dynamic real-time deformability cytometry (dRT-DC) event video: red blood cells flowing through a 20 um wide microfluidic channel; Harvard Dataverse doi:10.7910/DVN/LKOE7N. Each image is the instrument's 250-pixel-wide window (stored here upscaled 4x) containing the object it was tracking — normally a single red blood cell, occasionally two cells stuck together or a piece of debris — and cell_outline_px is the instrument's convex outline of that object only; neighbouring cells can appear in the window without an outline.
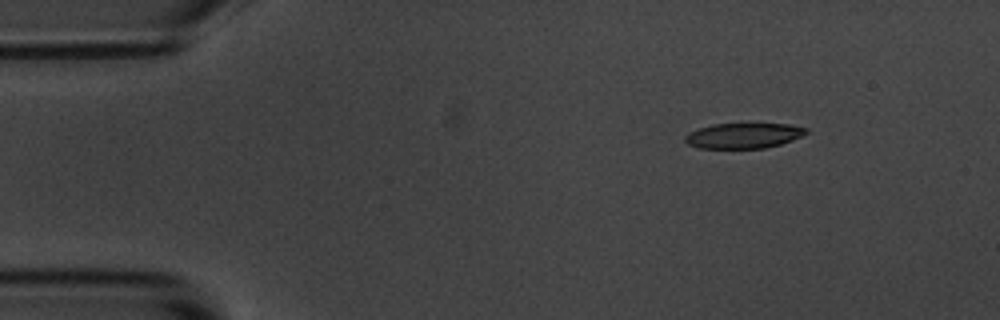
{"species": "common noctule bat (a hibernating species)", "species_latin": "Nyctalus noctula", "temperature_condition": "room temperature", "stored_images_in_passage": 8, "camera_frame_rate_fps": 3000, "um_per_image_px": 0.085, "animal": {"sex": "male", "body_mass_g": 20.1, "forearm_length_mm": 53.5}, "frame": {"image": 1, "passage_image": 2, "time_ms": 2.0, "image_size_px": [1000, 320], "cell_outline_px": [[808, 132], [792, 140], [780, 144], [764, 148], [700, 148], [688, 144], [684, 140], [684, 136], [688, 132], [712, 124], [748, 120], [788, 124], [808, 128]], "centroid_in_image_um": [63.21, 11.46], "position_along_channel_um": 21.8, "area_um2": 18.84}}
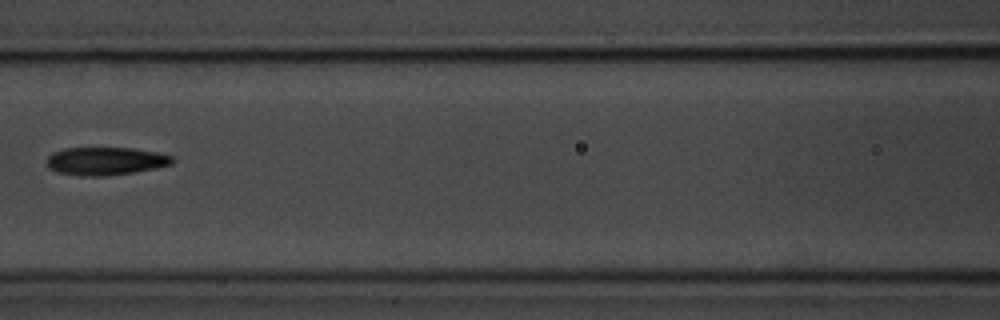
{"frame": {"image": 2, "passage_image": 7, "time_ms": 7.667, "image_size_px": [1000, 320], "cell_outline_px": [[176, 160], [172, 164], [156, 168], [132, 172], [104, 176], [84, 176], [60, 172], [48, 168], [48, 156], [52, 152], [64, 148], [132, 148], [156, 152], [172, 156]], "centroid_in_image_um": [8.99, 13.68], "position_along_channel_um": 157.6, "area_um2": 20.35}}
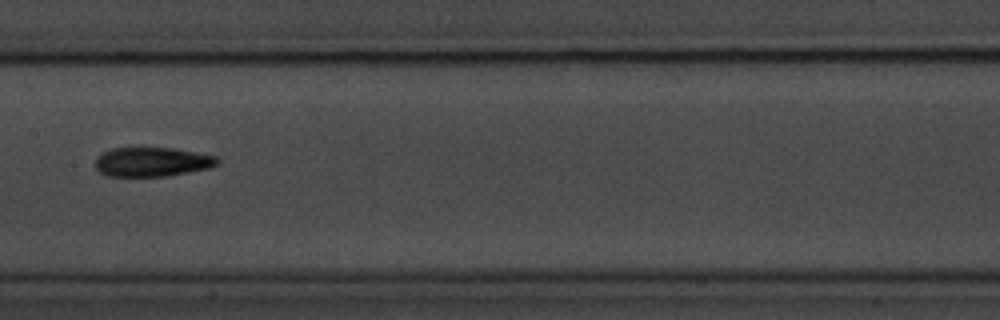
{"frame": {"image": 3, "passage_image": 8, "time_ms": 8.667, "image_size_px": [1000, 320], "cell_outline_px": [[220, 160], [216, 164], [208, 168], [168, 176], [108, 176], [100, 172], [96, 168], [96, 160], [104, 152], [112, 148], [172, 148], [196, 152], [216, 156]], "centroid_in_image_um": [12.94, 13.76], "position_along_channel_um": 194.5, "area_um2": 20.58}}